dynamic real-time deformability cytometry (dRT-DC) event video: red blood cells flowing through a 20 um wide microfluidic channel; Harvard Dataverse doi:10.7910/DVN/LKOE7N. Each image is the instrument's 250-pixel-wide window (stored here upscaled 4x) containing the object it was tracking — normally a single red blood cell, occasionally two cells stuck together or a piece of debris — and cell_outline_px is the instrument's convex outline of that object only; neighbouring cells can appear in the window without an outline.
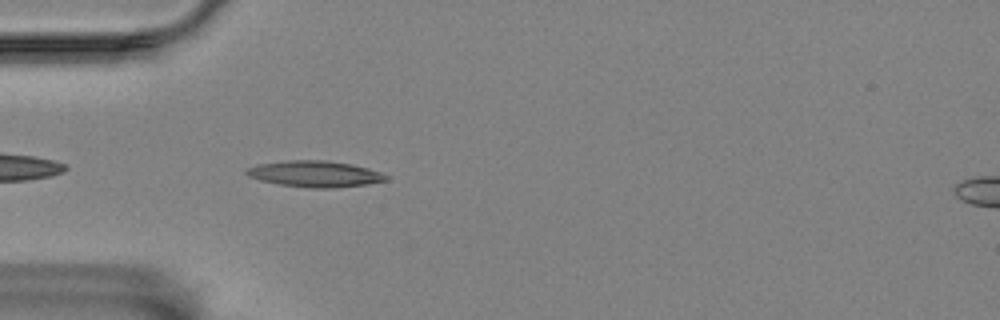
{"species": "Egyptian fruit bat (a non-hibernating species)", "species_latin": "Rousettus aegyptiacus", "temperature_condition": "room temperature", "stored_images_in_passage": 43, "camera_frame_rate_fps": 3000, "um_per_image_px": 0.085, "animal": {"sex": "female"}, "frame": {"image": 1, "passage_image": 3, "time_ms": 0.667, "image_size_px": [1000, 320], "cell_outline_px": [[388, 180], [368, 184], [332, 188], [308, 188], [280, 184], [260, 180], [248, 176], [244, 172], [248, 168], [256, 164], [288, 160], [324, 160], [352, 164], [368, 168], [380, 172], [388, 176]], "centroid_in_image_um": [26.77, 14.78], "position_along_channel_um": 58.2, "area_um2": 21.33}}
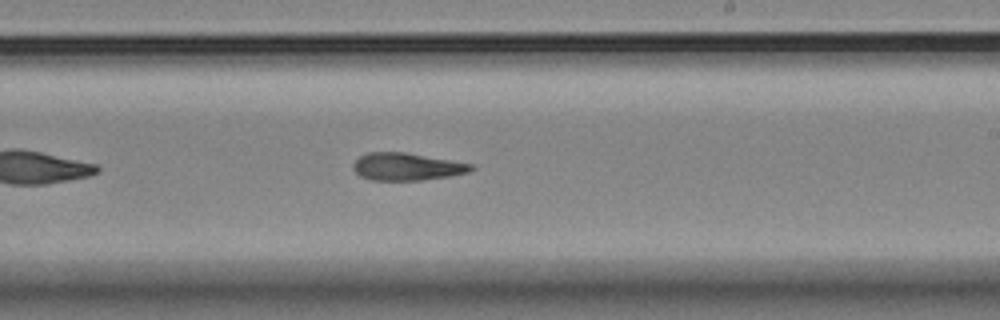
{"frame": {"image": 2, "passage_image": 20, "time_ms": 6.333, "image_size_px": [1000, 320], "cell_outline_px": [[476, 168], [468, 172], [448, 176], [420, 180], [372, 180], [360, 176], [352, 168], [352, 164], [360, 156], [368, 152], [404, 152], [476, 164]], "centroid_in_image_um": [34.59, 14.16], "position_along_channel_um": 254.4, "area_um2": 18.9}}
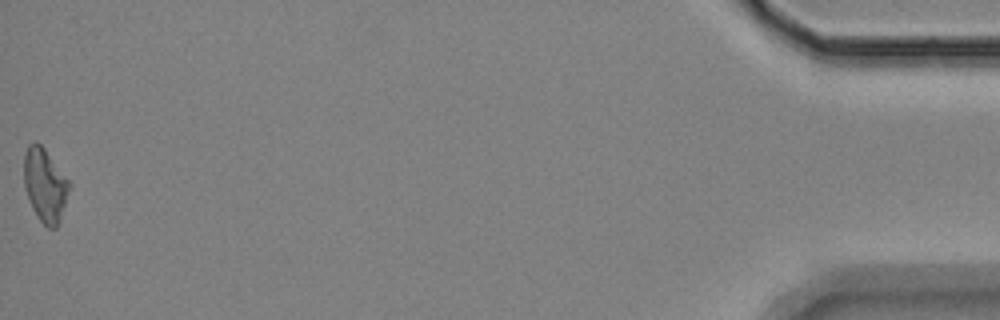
{"frame": {"image": 3, "passage_image": 43, "time_ms": 14.0, "image_size_px": [1000, 320], "cell_outline_px": [[72, 184], [60, 220], [56, 228], [48, 228], [40, 220], [32, 208], [24, 184], [24, 152], [28, 144], [36, 140], [44, 148]], "centroid_in_image_um": [3.83, 15.71], "position_along_channel_um": 431.4, "area_um2": 19.42}}